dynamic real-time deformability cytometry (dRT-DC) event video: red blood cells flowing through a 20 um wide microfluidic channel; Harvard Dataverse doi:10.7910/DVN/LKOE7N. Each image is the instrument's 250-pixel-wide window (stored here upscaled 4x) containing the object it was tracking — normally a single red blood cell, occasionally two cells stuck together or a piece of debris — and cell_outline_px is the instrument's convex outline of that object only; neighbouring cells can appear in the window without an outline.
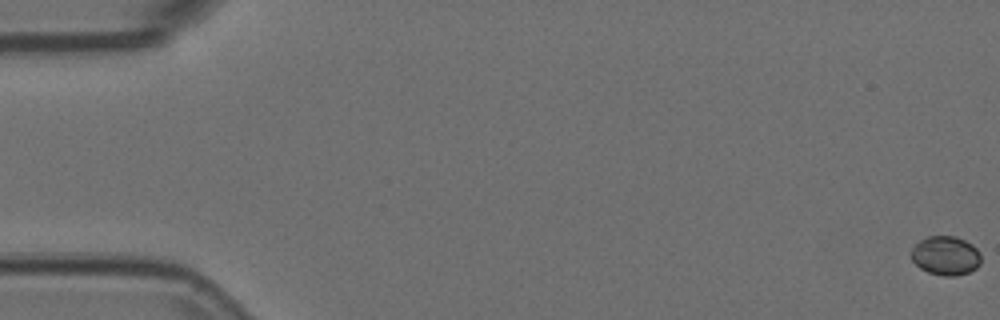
{"species": "Egyptian fruit bat (a non-hibernating species)", "species_latin": "Rousettus aegyptiacus", "temperature_condition": "room temperature", "stored_images_in_passage": 56, "camera_frame_rate_fps": 3000, "um_per_image_px": 0.085, "animal": {"sex": "female"}, "frame": {"image": 1, "passage_image": 1, "time_ms": 0.0, "image_size_px": [1000, 320], "cell_outline_px": [[980, 264], [976, 268], [968, 272], [956, 276], [944, 276], [928, 272], [920, 268], [912, 260], [908, 252], [924, 236], [956, 236], [972, 244], [980, 252]], "centroid_in_image_um": [80.35, 21.72], "position_along_channel_um": 4.6, "area_um2": 16.07}}
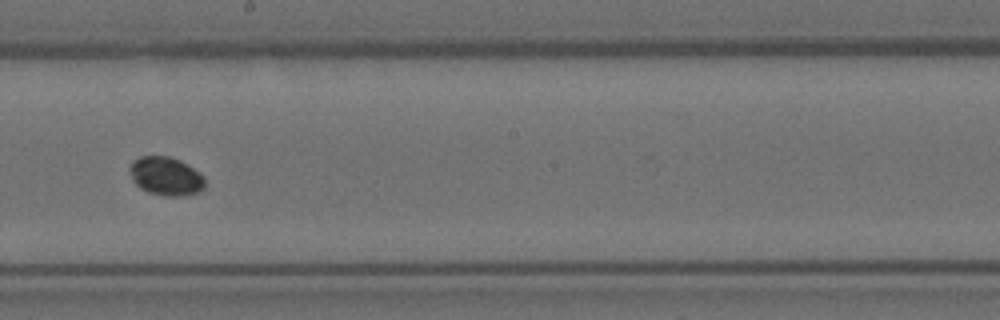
{"frame": {"image": 2, "passage_image": 32, "time_ms": 10.333, "image_size_px": [1000, 320], "cell_outline_px": [[204, 188], [196, 192], [180, 196], [164, 196], [148, 192], [140, 188], [132, 180], [128, 168], [132, 160], [140, 156], [168, 156], [180, 160], [200, 172], [204, 176]], "centroid_in_image_um": [14.07, 14.96], "position_along_channel_um": 234.1, "area_um2": 16.99}}
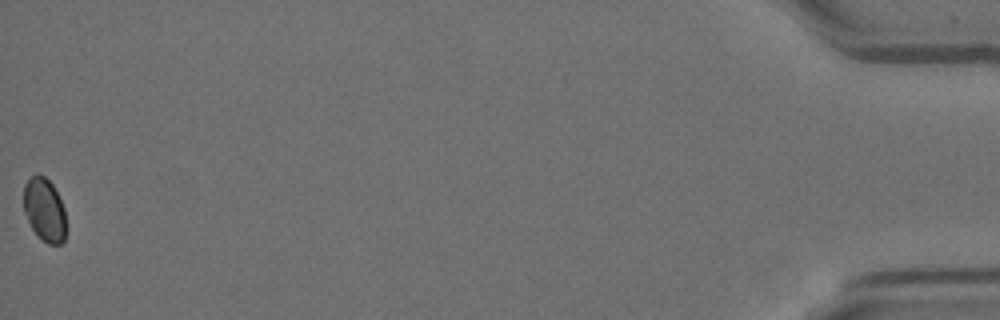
{"frame": {"image": 3, "passage_image": 56, "time_ms": 18.333, "image_size_px": [1000, 320], "cell_outline_px": [[64, 240], [60, 244], [48, 244], [36, 236], [24, 212], [24, 184], [36, 172], [44, 176], [52, 184], [64, 208]], "centroid_in_image_um": [3.75, 17.83], "position_along_channel_um": 431.4, "area_um2": 15.49}}